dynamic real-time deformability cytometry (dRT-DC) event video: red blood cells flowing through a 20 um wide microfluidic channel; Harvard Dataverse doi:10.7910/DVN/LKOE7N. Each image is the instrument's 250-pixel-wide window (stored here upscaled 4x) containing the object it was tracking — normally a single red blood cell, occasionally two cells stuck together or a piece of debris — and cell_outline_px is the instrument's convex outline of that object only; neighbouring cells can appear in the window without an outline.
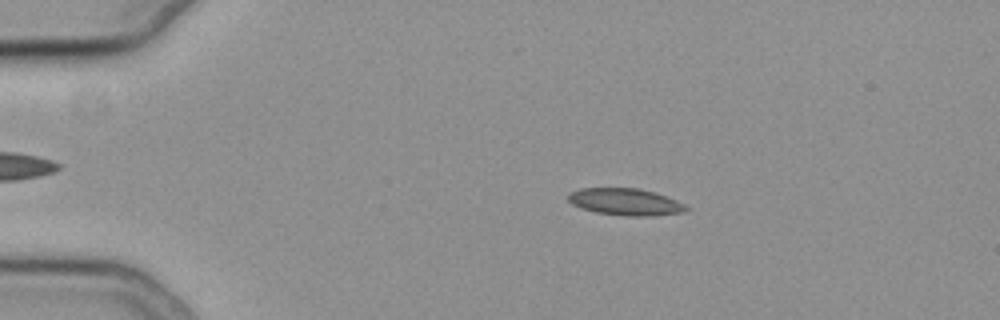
{"species": "common noctule bat (a hibernating species)", "species_latin": "Nyctalus noctula", "temperature_condition": "cold", "stored_images_in_passage": 49, "camera_frame_rate_fps": 3000, "um_per_image_px": 0.085, "animal": {"sex": "female", "body_mass_g": 19.3, "forearm_length_mm": 54.1}, "frame": {"image": 1, "passage_image": 5, "time_ms": 1.333, "image_size_px": [1000, 320], "cell_outline_px": [[688, 208], [684, 212], [652, 216], [624, 216], [596, 212], [580, 208], [572, 204], [568, 200], [568, 192], [580, 188], [636, 188], [652, 192], [676, 200], [684, 204]], "centroid_in_image_um": [53.11, 17.16], "position_along_channel_um": 31.9, "area_um2": 18.44}}
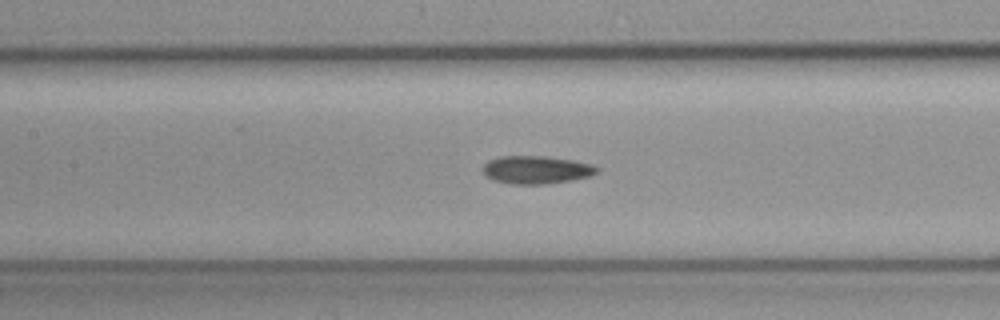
{"frame": {"image": 2, "passage_image": 20, "time_ms": 6.333, "image_size_px": [1000, 320], "cell_outline_px": [[600, 172], [592, 176], [572, 180], [548, 184], [512, 184], [496, 180], [484, 176], [480, 168], [488, 160], [500, 156], [544, 156], [572, 160], [592, 164], [600, 168]], "centroid_in_image_um": [45.6, 14.43], "position_along_channel_um": 161.8, "area_um2": 18.9}}
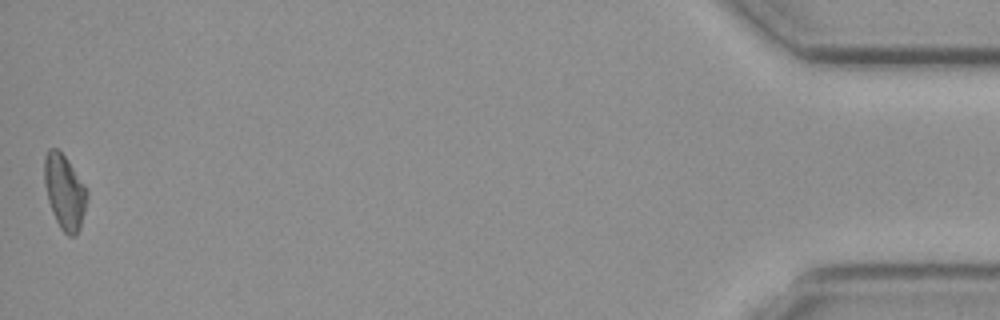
{"frame": {"image": 3, "passage_image": 49, "time_ms": 16.0, "image_size_px": [1000, 320], "cell_outline_px": [[88, 196], [80, 228], [76, 236], [68, 236], [60, 228], [52, 212], [48, 200], [44, 184], [44, 156], [48, 148], [56, 148], [64, 156], [84, 184], [88, 192]], "centroid_in_image_um": [5.48, 16.32], "position_along_channel_um": 429.7, "area_um2": 18.5}, "authors_computed_cell_mechanics": {"area_um2": 18.207, "velocity_mm_per_s": 3.7718, "shape_relaxation_time_tau1_ms": 10.2566, "shape_relaxation_time_tau2_ms": 5.5267, "deformation_change_tau1": 0.1721, "deformation_change_tau2": 0.1209}}